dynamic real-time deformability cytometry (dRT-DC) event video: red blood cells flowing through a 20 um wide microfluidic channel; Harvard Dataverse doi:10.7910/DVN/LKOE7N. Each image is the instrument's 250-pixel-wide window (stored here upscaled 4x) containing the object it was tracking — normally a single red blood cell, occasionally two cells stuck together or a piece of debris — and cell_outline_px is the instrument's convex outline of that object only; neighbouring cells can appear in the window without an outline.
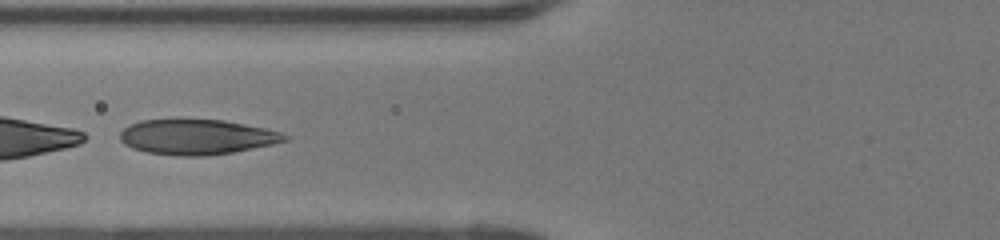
{"species": "human", "species_latin": "Homo sapiens", "temperature_condition": "room temperature", "stored_images_in_passage": 42, "segment_of_instrument_passage": [2, 2], "camera_frame_rate_fps": 3000, "um_per_image_px": 0.085, "donor": {"sex": "female"}, "frame": {"image": 1, "passage_image": 15, "time_ms": 4.667, "image_size_px": [1000, 240], "cell_outline_px": [[288, 140], [272, 144], [232, 152], [208, 156], [176, 156], [144, 152], [132, 148], [124, 144], [120, 140], [120, 132], [128, 124], [140, 120], [224, 120], [264, 128], [280, 132], [288, 136]], "centroid_in_image_um": [16.68, 11.65], "position_along_channel_um": 109.1, "area_um2": 33.7}}
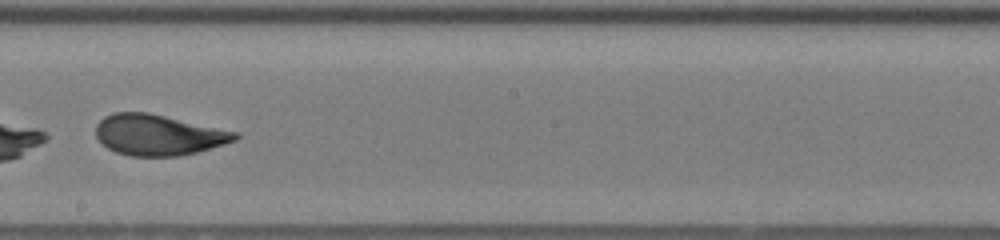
{"frame": {"image": 2, "passage_image": 24, "time_ms": 7.667, "image_size_px": [1000, 240], "cell_outline_px": [[240, 136], [236, 140], [224, 144], [196, 152], [176, 156], [128, 156], [116, 152], [108, 148], [96, 136], [96, 124], [104, 116], [112, 112], [148, 112], [240, 132]], "centroid_in_image_um": [13.47, 11.45], "position_along_channel_um": 234.7, "area_um2": 33.18}}
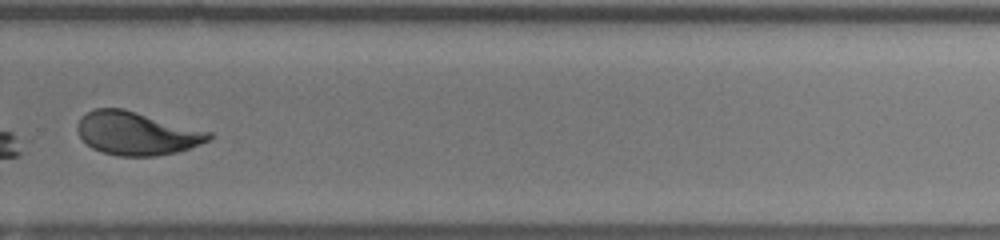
{"frame": {"image": 3, "passage_image": 30, "time_ms": 9.667, "image_size_px": [1000, 240], "cell_outline_px": [[212, 136], [208, 140], [200, 144], [176, 152], [156, 156], [120, 156], [104, 152], [92, 148], [80, 136], [76, 128], [76, 124], [88, 112], [96, 108], [124, 108], [212, 132]], "centroid_in_image_um": [11.62, 11.33], "position_along_channel_um": 318.2, "area_um2": 32.89}}